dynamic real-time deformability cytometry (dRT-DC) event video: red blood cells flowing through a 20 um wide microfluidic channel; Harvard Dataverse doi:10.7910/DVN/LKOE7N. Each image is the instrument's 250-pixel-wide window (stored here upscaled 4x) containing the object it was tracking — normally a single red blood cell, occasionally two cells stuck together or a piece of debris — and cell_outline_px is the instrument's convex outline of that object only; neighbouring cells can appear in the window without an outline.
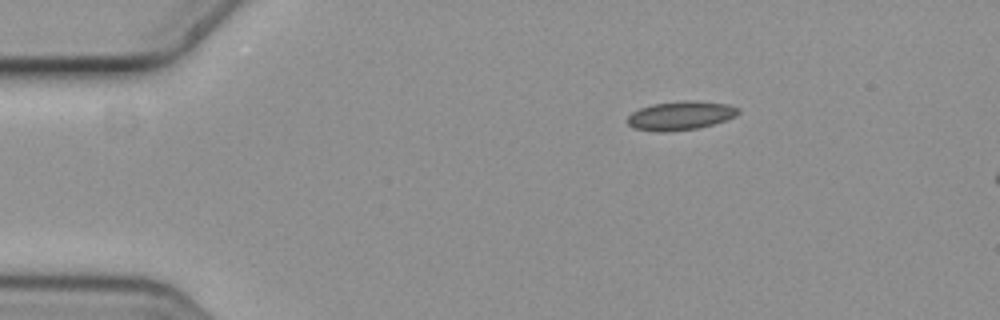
{"species": "common noctule bat (a hibernating species)", "species_latin": "Nyctalus noctula", "temperature_condition": "cold", "stored_images_in_passage": 2, "camera_frame_rate_fps": 3000, "um_per_image_px": 0.085, "animal": {"sex": "female", "body_mass_g": 19.3, "forearm_length_mm": 54.1}, "frame": {"image": 1, "passage_image": 1, "time_ms": 0.0, "image_size_px": [1000, 320], "cell_outline_px": [[740, 112], [736, 116], [700, 128], [664, 132], [656, 132], [636, 128], [628, 124], [628, 116], [632, 112], [640, 108], [652, 104], [684, 100], [696, 100], [728, 104], [740, 108]], "centroid_in_image_um": [57.87, 9.81], "position_along_channel_um": 27.1, "area_um2": 18.67}}